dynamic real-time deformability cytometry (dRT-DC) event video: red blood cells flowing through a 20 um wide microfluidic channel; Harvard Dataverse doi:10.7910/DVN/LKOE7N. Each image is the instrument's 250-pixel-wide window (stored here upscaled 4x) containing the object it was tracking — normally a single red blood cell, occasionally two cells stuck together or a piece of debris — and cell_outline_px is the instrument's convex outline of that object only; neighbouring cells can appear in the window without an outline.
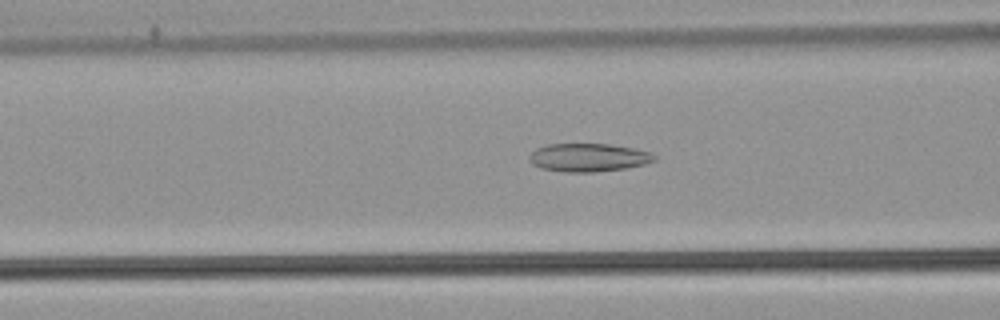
{"species": "common noctule bat (a hibernating species)", "species_latin": "Nyctalus noctula", "temperature_condition": "warm", "stored_images_in_passage": 48, "camera_frame_rate_fps": 3000, "um_per_image_px": 0.085, "animal": {"sex": "male", "body_mass_g": 21.5, "forearm_length_mm": 52.0}, "frame": {"image": 1, "passage_image": 17, "time_ms": 5.333, "image_size_px": [1000, 320], "cell_outline_px": [[656, 160], [644, 164], [628, 168], [592, 172], [564, 172], [540, 168], [532, 164], [528, 160], [528, 156], [536, 148], [548, 144], [608, 144], [632, 148], [648, 152], [656, 156]], "centroid_in_image_um": [49.97, 13.39], "position_along_channel_um": 116.6, "area_um2": 20.58}}
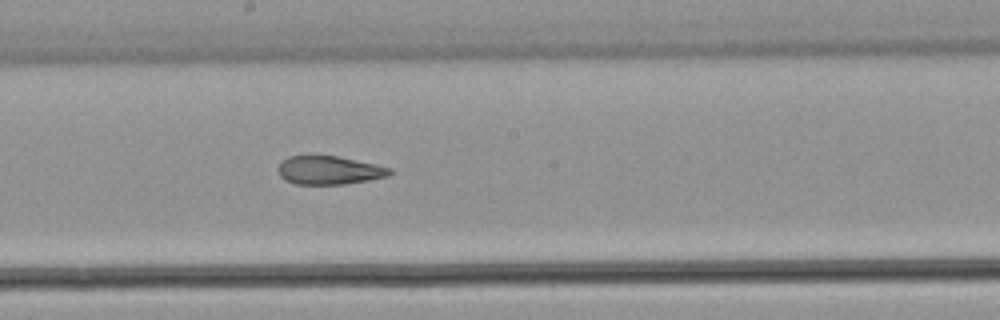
{"frame": {"image": 2, "passage_image": 25, "time_ms": 8.0, "image_size_px": [1000, 320], "cell_outline_px": [[392, 172], [388, 176], [368, 180], [344, 184], [296, 184], [284, 180], [280, 176], [276, 168], [288, 156], [336, 156], [376, 164], [392, 168]], "centroid_in_image_um": [27.97, 14.48], "position_along_channel_um": 220.2, "area_um2": 18.44}}
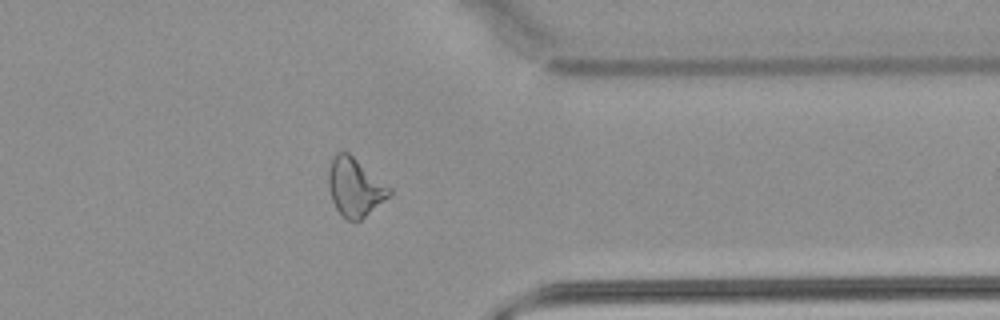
{"frame": {"image": 3, "passage_image": 38, "time_ms": 12.333, "image_size_px": [1000, 320], "cell_outline_px": [[392, 192], [388, 196], [360, 220], [348, 220], [336, 208], [332, 200], [328, 184], [328, 172], [332, 156], [336, 152], [348, 152], [392, 188]], "centroid_in_image_um": [30.15, 15.87], "position_along_channel_um": 381.3, "area_um2": 20.35}, "authors_computed_cell_mechanics": {"area_um2": 21.4727, "velocity_mm_per_s": 3.8946, "shape_relaxation_time_tau1_ms": null, "shape_relaxation_time_tau2_ms": 3.1225, "deformation_change_tau1": null, "deformation_change_tau2": 0.116}}